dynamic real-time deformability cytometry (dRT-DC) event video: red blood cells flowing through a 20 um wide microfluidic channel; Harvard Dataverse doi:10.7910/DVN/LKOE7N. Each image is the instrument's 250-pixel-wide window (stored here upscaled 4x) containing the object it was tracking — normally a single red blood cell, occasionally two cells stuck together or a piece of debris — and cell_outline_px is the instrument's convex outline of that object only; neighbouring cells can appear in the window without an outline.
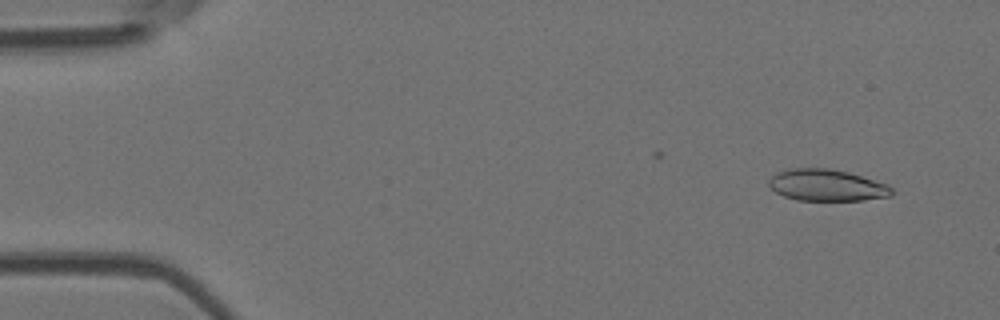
{"species": "Egyptian fruit bat (a non-hibernating species)", "species_latin": "Rousettus aegyptiacus", "temperature_condition": "room temperature", "stored_images_in_passage": 30, "camera_frame_rate_fps": 3000, "um_per_image_px": 0.085, "animal": {"sex": "female"}, "frame": {"image": 1, "passage_image": 2, "time_ms": 0.333, "image_size_px": [1000, 320], "cell_outline_px": [[896, 192], [892, 196], [864, 200], [796, 200], [784, 196], [776, 192], [768, 184], [768, 180], [776, 172], [788, 168], [828, 168], [848, 172], [888, 184]], "centroid_in_image_um": [70.29, 15.74], "position_along_channel_um": 14.7, "area_um2": 22.83}}
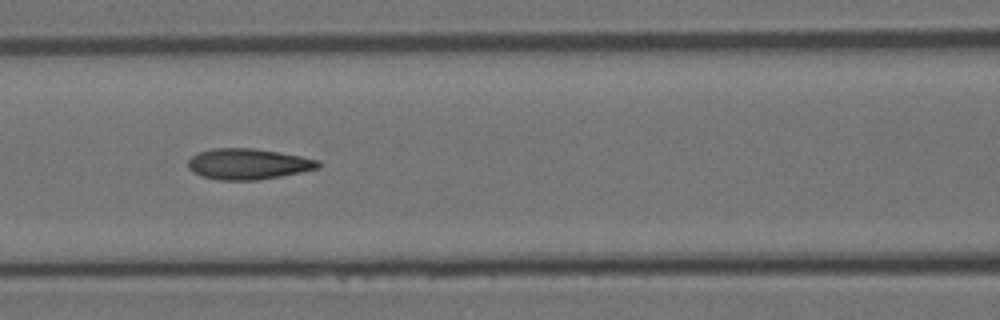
{"frame": {"image": 2, "passage_image": 21, "time_ms": 6.667, "image_size_px": [1000, 320], "cell_outline_px": [[320, 168], [280, 176], [256, 180], [220, 180], [200, 176], [192, 172], [188, 168], [188, 160], [192, 156], [200, 152], [212, 148], [252, 148], [280, 152], [320, 160]], "centroid_in_image_um": [21.08, 13.94], "position_along_channel_um": 145.5, "area_um2": 23.41}}
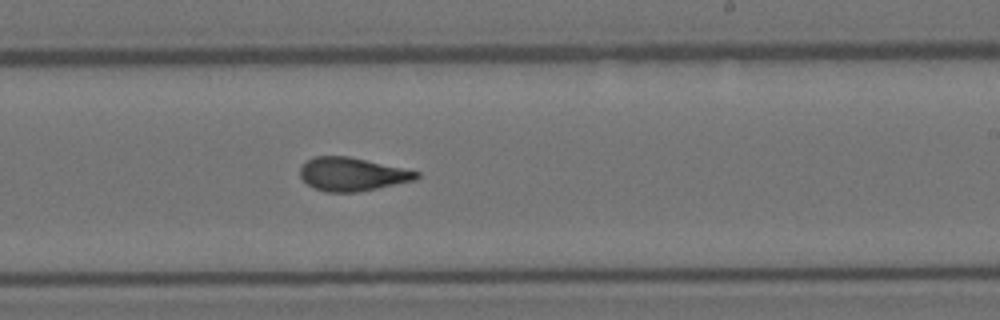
{"frame": {"image": 3, "passage_image": 30, "time_ms": 9.667, "image_size_px": [1000, 320], "cell_outline_px": [[420, 176], [416, 180], [356, 192], [328, 192], [312, 188], [300, 176], [300, 168], [312, 156], [348, 156], [420, 172]], "centroid_in_image_um": [29.92, 14.81], "position_along_channel_um": 259.1, "area_um2": 22.43}}